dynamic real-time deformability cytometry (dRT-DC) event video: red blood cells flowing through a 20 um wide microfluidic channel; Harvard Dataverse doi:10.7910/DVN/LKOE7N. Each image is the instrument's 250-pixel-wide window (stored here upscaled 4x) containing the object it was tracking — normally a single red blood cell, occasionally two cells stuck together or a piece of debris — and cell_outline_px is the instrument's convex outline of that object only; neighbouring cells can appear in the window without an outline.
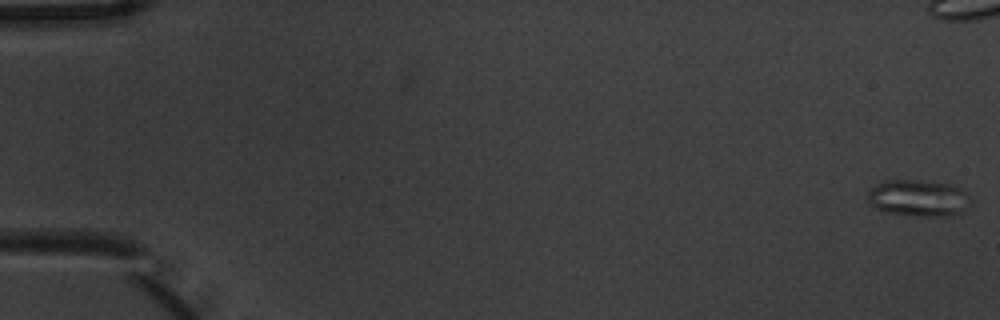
{"species": "common noctule bat (a hibernating species)", "species_latin": "Nyctalus noctula", "temperature_condition": "warm", "stored_images_in_passage": 10, "segment_of_instrument_passage": [1, 2], "camera_frame_rate_fps": 3000, "um_per_image_px": 0.085, "animal": {"sex": "male", "body_mass_g": 20.1, "forearm_length_mm": 53.5}, "frame": {"image": 1, "passage_image": 1, "time_ms": 0.0, "image_size_px": [1000, 320], "cell_outline_px": [[972, 204], [960, 212], [948, 216], [920, 216], [888, 212], [876, 208], [868, 204], [868, 192], [876, 184], [884, 180], [916, 180], [948, 184], [960, 188], [972, 200]], "centroid_in_image_um": [78.06, 16.83], "position_along_channel_um": 6.9, "area_um2": 21.85}}
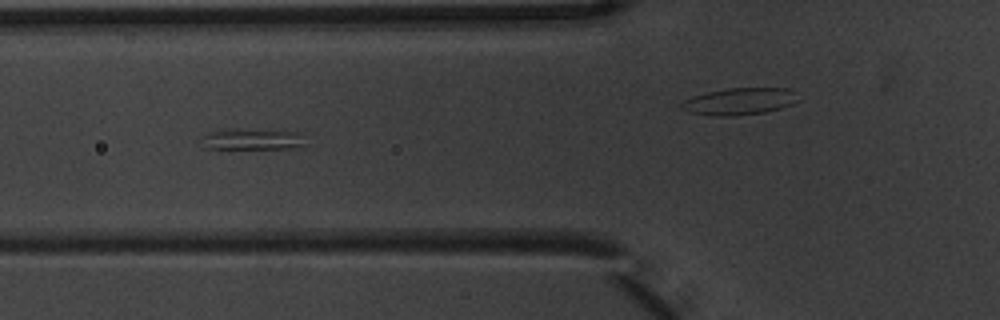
{"frame": {"image": 2, "passage_image": 7, "time_ms": 2.0, "image_size_px": [1000, 320], "cell_outline_px": [[308, 148], [208, 148], [204, 136], [208, 132], [224, 128], [240, 128], [304, 132]], "centroid_in_image_um": [21.66, 11.8], "position_along_channel_um": 104.1, "area_um2": 13.18}}
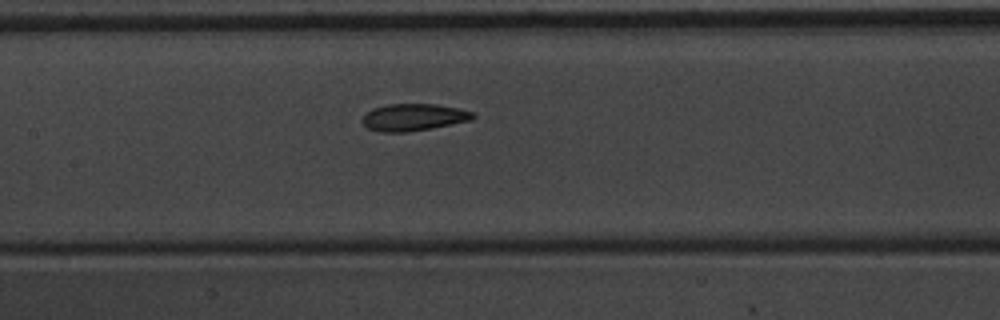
{"frame": {"image": 3, "passage_image": 9, "time_ms": 2.667, "image_size_px": [1000, 320], "cell_outline_px": [[476, 116], [472, 120], [432, 128], [408, 132], [380, 132], [368, 128], [360, 120], [372, 108], [388, 104], [436, 104], [460, 108], [476, 112]], "centroid_in_image_um": [35.2, 9.96], "position_along_channel_um": 172.2, "area_um2": 17.63}}